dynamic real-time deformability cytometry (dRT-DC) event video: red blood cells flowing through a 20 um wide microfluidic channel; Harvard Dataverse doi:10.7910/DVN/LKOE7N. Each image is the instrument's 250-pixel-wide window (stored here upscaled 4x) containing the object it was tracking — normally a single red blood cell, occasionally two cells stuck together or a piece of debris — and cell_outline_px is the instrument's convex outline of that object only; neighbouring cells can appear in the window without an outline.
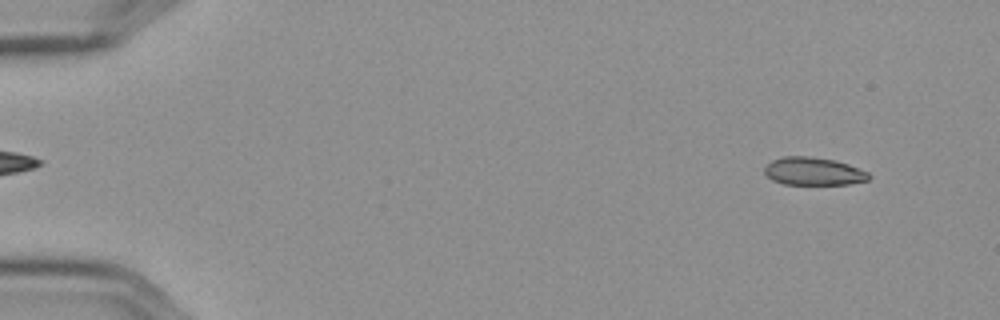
{"species": "Egyptian fruit bat (a non-hibernating species)", "species_latin": "Rousettus aegyptiacus", "temperature_condition": "cold", "stored_images_in_passage": 22, "camera_frame_rate_fps": 3000, "um_per_image_px": 0.085, "frame": {"image": 1, "passage_image": 5, "time_ms": 1.333, "image_size_px": [1000, 320], "cell_outline_px": [[872, 176], [868, 180], [848, 184], [784, 184], [772, 180], [764, 172], [764, 168], [772, 160], [784, 156], [808, 156], [836, 160], [848, 164], [868, 172]], "centroid_in_image_um": [69.15, 14.56], "position_along_channel_um": 15.8, "area_um2": 16.94}}
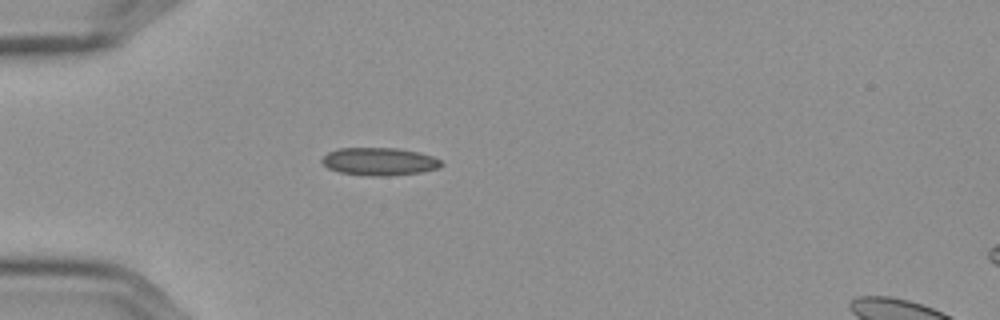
{"frame": {"image": 2, "passage_image": 17, "time_ms": 5.333, "image_size_px": [1000, 320], "cell_outline_px": [[444, 164], [440, 168], [420, 172], [388, 176], [368, 176], [340, 172], [328, 168], [320, 160], [328, 152], [340, 148], [396, 148], [420, 152], [432, 156], [440, 160]], "centroid_in_image_um": [32.26, 13.73], "position_along_channel_um": 52.7, "area_um2": 19.36}}
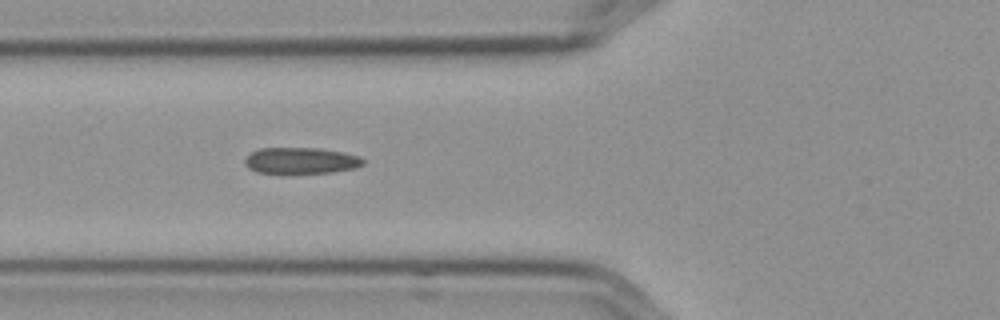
{"frame": {"image": 3, "passage_image": 22, "time_ms": 7.0, "image_size_px": [1000, 320], "cell_outline_px": [[364, 164], [356, 168], [332, 172], [284, 176], [256, 172], [248, 168], [244, 164], [244, 160], [252, 152], [260, 148], [320, 148], [344, 152], [360, 156], [364, 160]], "centroid_in_image_um": [25.56, 13.7], "position_along_channel_um": 100.2, "area_um2": 19.02}}